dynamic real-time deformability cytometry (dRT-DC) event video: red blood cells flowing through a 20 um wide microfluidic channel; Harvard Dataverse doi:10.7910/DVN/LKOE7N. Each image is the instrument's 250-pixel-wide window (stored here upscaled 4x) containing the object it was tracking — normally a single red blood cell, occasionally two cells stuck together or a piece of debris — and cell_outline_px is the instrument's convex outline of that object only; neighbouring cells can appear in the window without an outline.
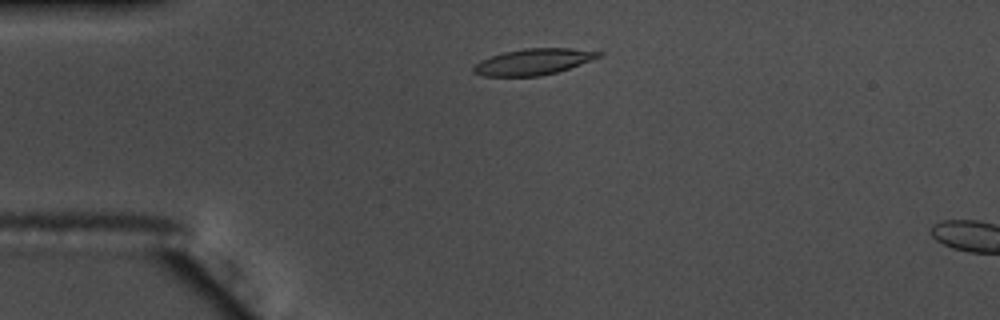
{"species": "common noctule bat (a hibernating species)", "species_latin": "Nyctalus noctula", "temperature_condition": "warm", "stored_images_in_passage": 10, "camera_frame_rate_fps": 3000, "um_per_image_px": 0.085, "animal": {"sex": "male", "body_mass_g": 17.5, "forearm_length_mm": 52.3}, "frame": {"image": 1, "passage_image": 7, "time_ms": 2.0, "image_size_px": [1000, 320], "cell_outline_px": [[604, 52], [600, 56], [580, 64], [556, 72], [540, 76], [484, 76], [472, 72], [472, 68], [480, 60], [504, 52], [524, 48], [568, 48]], "centroid_in_image_um": [45.3, 5.25], "position_along_channel_um": 39.7, "area_um2": 18.84}}